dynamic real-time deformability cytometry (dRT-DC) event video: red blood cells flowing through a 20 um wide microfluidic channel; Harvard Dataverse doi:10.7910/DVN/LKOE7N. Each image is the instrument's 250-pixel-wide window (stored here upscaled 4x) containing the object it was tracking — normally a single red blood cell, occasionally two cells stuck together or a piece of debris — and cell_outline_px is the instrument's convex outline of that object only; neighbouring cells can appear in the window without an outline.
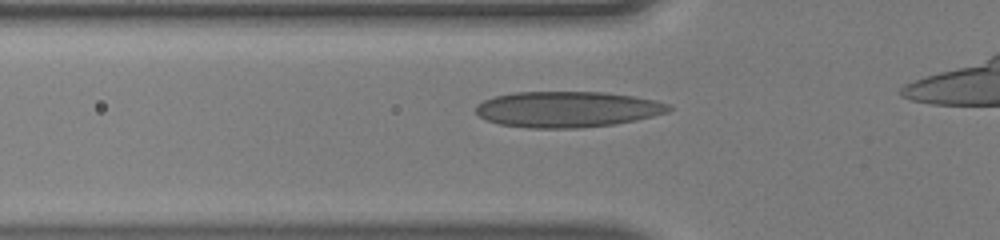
{"species": "human", "species_latin": "Homo sapiens", "temperature_condition": "warm", "stored_images_in_passage": 30, "camera_frame_rate_fps": 3000, "um_per_image_px": 0.085, "donor": {"sex": "male"}, "frame": {"image": 1, "passage_image": 4, "time_ms": 1.0, "image_size_px": [1000, 240], "cell_outline_px": [[672, 108], [668, 112], [636, 120], [612, 124], [580, 128], [528, 128], [500, 124], [488, 120], [480, 116], [476, 112], [476, 104], [484, 100], [496, 96], [516, 92], [604, 92], [632, 96], [656, 100], [672, 104]], "centroid_in_image_um": [48.25, 9.29], "position_along_channel_um": 77.6, "area_um2": 40.29}}
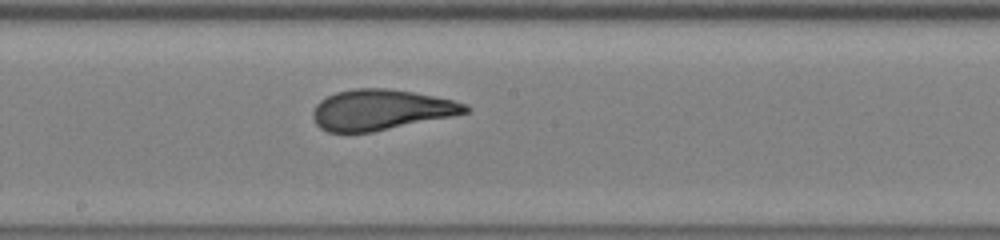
{"frame": {"image": 2, "passage_image": 14, "time_ms": 4.333, "image_size_px": [1000, 240], "cell_outline_px": [[472, 108], [468, 112], [452, 116], [372, 132], [328, 132], [320, 128], [316, 124], [312, 116], [312, 112], [316, 104], [320, 100], [336, 92], [352, 88], [384, 88], [412, 92], [452, 100], [464, 104]], "centroid_in_image_um": [32.33, 9.33], "position_along_channel_um": 215.9, "area_um2": 35.78}}
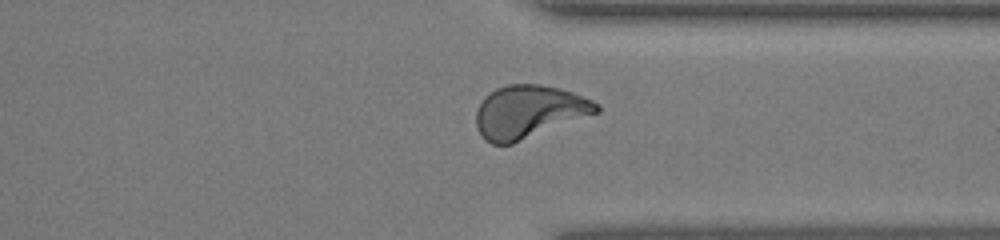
{"frame": {"image": 3, "passage_image": 25, "time_ms": 8.0, "image_size_px": [1000, 240], "cell_outline_px": [[600, 112], [512, 144], [492, 144], [484, 140], [476, 124], [476, 112], [484, 96], [496, 88], [508, 84], [540, 84], [560, 88], [572, 92], [592, 100], [600, 104]], "centroid_in_image_um": [44.96, 9.49], "position_along_channel_um": 366.4, "area_um2": 37.17}}